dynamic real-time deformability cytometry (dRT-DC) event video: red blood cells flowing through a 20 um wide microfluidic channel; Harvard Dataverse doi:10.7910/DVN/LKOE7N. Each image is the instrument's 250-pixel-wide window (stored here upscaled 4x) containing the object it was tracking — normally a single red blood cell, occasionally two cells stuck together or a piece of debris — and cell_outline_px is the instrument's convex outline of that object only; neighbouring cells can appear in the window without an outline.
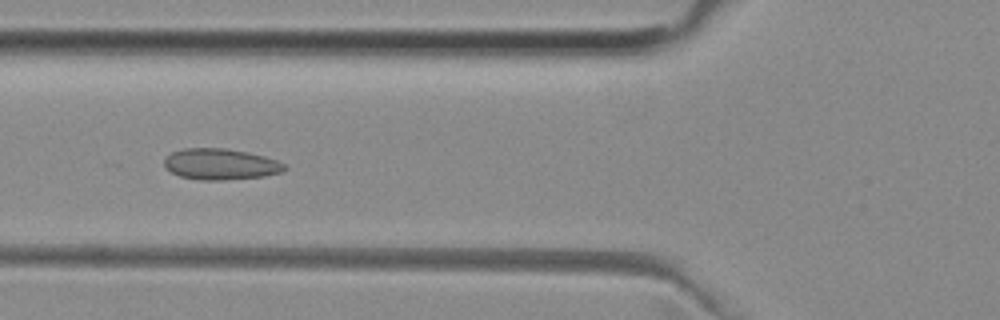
{"species": "common noctule bat (a hibernating species)", "species_latin": "Nyctalus noctula", "temperature_condition": "room temperature", "stored_images_in_passage": 27, "camera_frame_rate_fps": 3000, "um_per_image_px": 0.085, "animal": {"sex": "female", "body_mass_g": 29.2, "forearm_length_mm": 56.3}, "frame": {"image": 1, "passage_image": 19, "time_ms": 6.0, "image_size_px": [1000, 320], "cell_outline_px": [[288, 168], [280, 172], [264, 176], [224, 180], [200, 180], [180, 176], [164, 168], [164, 160], [172, 152], [184, 148], [228, 148], [248, 152], [264, 156], [276, 160], [284, 164]], "centroid_in_image_um": [18.74, 13.95], "position_along_channel_um": 107.1, "area_um2": 21.79}}
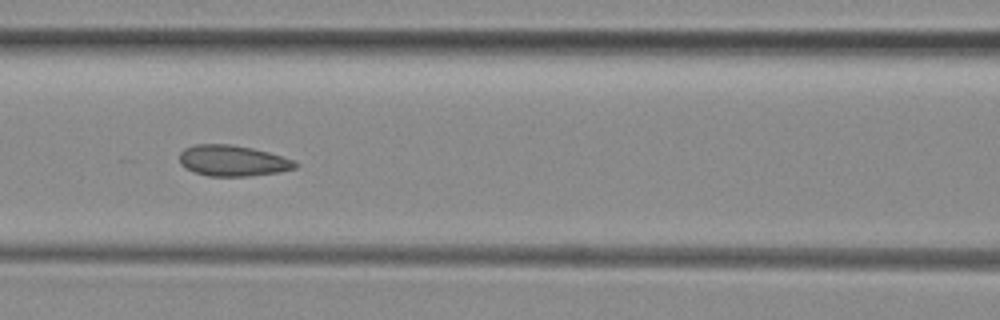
{"frame": {"image": 2, "passage_image": 22, "time_ms": 7.0, "image_size_px": [1000, 320], "cell_outline_px": [[300, 164], [296, 168], [280, 172], [248, 176], [208, 176], [192, 172], [184, 168], [180, 164], [180, 152], [184, 148], [196, 144], [232, 144], [252, 148], [268, 152], [296, 160]], "centroid_in_image_um": [19.79, 13.66], "position_along_channel_um": 146.8, "area_um2": 21.15}}
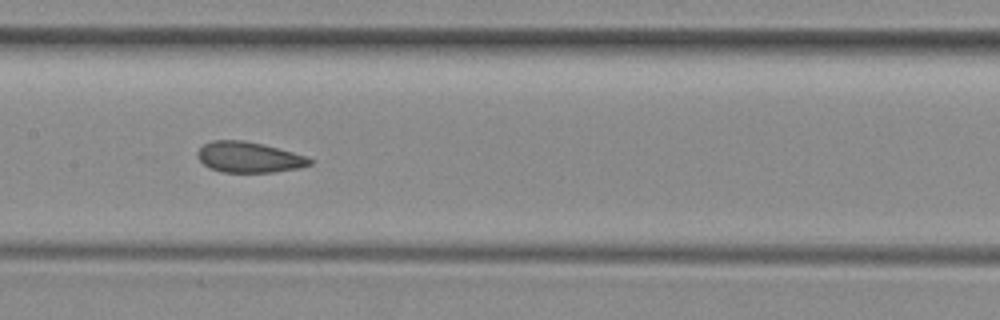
{"frame": {"image": 3, "passage_image": 25, "time_ms": 8.0, "image_size_px": [1000, 320], "cell_outline_px": [[316, 160], [312, 164], [300, 168], [272, 172], [220, 172], [208, 168], [196, 156], [196, 152], [204, 144], [212, 140], [244, 140], [264, 144], [308, 156]], "centroid_in_image_um": [21.19, 13.36], "position_along_channel_um": 186.2, "area_um2": 20.4}}